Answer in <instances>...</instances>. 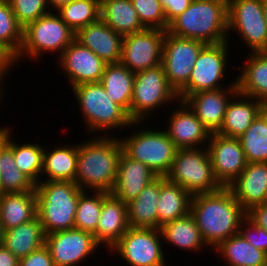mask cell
<instances>
[{"label":"cell","instance_id":"18","mask_svg":"<svg viewBox=\"0 0 267 266\" xmlns=\"http://www.w3.org/2000/svg\"><path fill=\"white\" fill-rule=\"evenodd\" d=\"M170 118L166 133L178 149L207 147L211 132L195 116V113L182 100H178ZM206 144V145H204Z\"/></svg>","mask_w":267,"mask_h":266},{"label":"cell","instance_id":"41","mask_svg":"<svg viewBox=\"0 0 267 266\" xmlns=\"http://www.w3.org/2000/svg\"><path fill=\"white\" fill-rule=\"evenodd\" d=\"M142 25L147 29H168L159 0H131Z\"/></svg>","mask_w":267,"mask_h":266},{"label":"cell","instance_id":"20","mask_svg":"<svg viewBox=\"0 0 267 266\" xmlns=\"http://www.w3.org/2000/svg\"><path fill=\"white\" fill-rule=\"evenodd\" d=\"M75 40L107 64H117L121 61L123 36L101 19L79 29L75 33Z\"/></svg>","mask_w":267,"mask_h":266},{"label":"cell","instance_id":"17","mask_svg":"<svg viewBox=\"0 0 267 266\" xmlns=\"http://www.w3.org/2000/svg\"><path fill=\"white\" fill-rule=\"evenodd\" d=\"M62 69L73 88L82 83L100 82L107 63L94 52L74 40L57 57Z\"/></svg>","mask_w":267,"mask_h":266},{"label":"cell","instance_id":"16","mask_svg":"<svg viewBox=\"0 0 267 266\" xmlns=\"http://www.w3.org/2000/svg\"><path fill=\"white\" fill-rule=\"evenodd\" d=\"M207 149L214 177L222 187H229L248 164L240 139L212 133Z\"/></svg>","mask_w":267,"mask_h":266},{"label":"cell","instance_id":"29","mask_svg":"<svg viewBox=\"0 0 267 266\" xmlns=\"http://www.w3.org/2000/svg\"><path fill=\"white\" fill-rule=\"evenodd\" d=\"M36 216L35 191L0 194V218L4 231L29 222Z\"/></svg>","mask_w":267,"mask_h":266},{"label":"cell","instance_id":"26","mask_svg":"<svg viewBox=\"0 0 267 266\" xmlns=\"http://www.w3.org/2000/svg\"><path fill=\"white\" fill-rule=\"evenodd\" d=\"M161 176L147 185L136 199L127 203L128 224L130 228L158 229L159 195Z\"/></svg>","mask_w":267,"mask_h":266},{"label":"cell","instance_id":"52","mask_svg":"<svg viewBox=\"0 0 267 266\" xmlns=\"http://www.w3.org/2000/svg\"><path fill=\"white\" fill-rule=\"evenodd\" d=\"M3 235H4V230H3V227L1 224V218H0V246L2 245Z\"/></svg>","mask_w":267,"mask_h":266},{"label":"cell","instance_id":"22","mask_svg":"<svg viewBox=\"0 0 267 266\" xmlns=\"http://www.w3.org/2000/svg\"><path fill=\"white\" fill-rule=\"evenodd\" d=\"M229 188L245 211L266 203L267 163H248Z\"/></svg>","mask_w":267,"mask_h":266},{"label":"cell","instance_id":"49","mask_svg":"<svg viewBox=\"0 0 267 266\" xmlns=\"http://www.w3.org/2000/svg\"><path fill=\"white\" fill-rule=\"evenodd\" d=\"M72 0H47L51 11H56L61 6L69 4Z\"/></svg>","mask_w":267,"mask_h":266},{"label":"cell","instance_id":"30","mask_svg":"<svg viewBox=\"0 0 267 266\" xmlns=\"http://www.w3.org/2000/svg\"><path fill=\"white\" fill-rule=\"evenodd\" d=\"M46 234L38 216L4 231L2 245L19 259L45 245Z\"/></svg>","mask_w":267,"mask_h":266},{"label":"cell","instance_id":"27","mask_svg":"<svg viewBox=\"0 0 267 266\" xmlns=\"http://www.w3.org/2000/svg\"><path fill=\"white\" fill-rule=\"evenodd\" d=\"M61 146V147H60ZM54 146L52 149L44 148L43 166L41 181H72L75 182L77 160H78V142L73 145ZM45 174V175H44ZM47 174V175H46Z\"/></svg>","mask_w":267,"mask_h":266},{"label":"cell","instance_id":"44","mask_svg":"<svg viewBox=\"0 0 267 266\" xmlns=\"http://www.w3.org/2000/svg\"><path fill=\"white\" fill-rule=\"evenodd\" d=\"M19 266H55L48 248L44 245L20 259Z\"/></svg>","mask_w":267,"mask_h":266},{"label":"cell","instance_id":"8","mask_svg":"<svg viewBox=\"0 0 267 266\" xmlns=\"http://www.w3.org/2000/svg\"><path fill=\"white\" fill-rule=\"evenodd\" d=\"M165 177L192 196L214 192L222 187L214 177L207 147L178 149Z\"/></svg>","mask_w":267,"mask_h":266},{"label":"cell","instance_id":"15","mask_svg":"<svg viewBox=\"0 0 267 266\" xmlns=\"http://www.w3.org/2000/svg\"><path fill=\"white\" fill-rule=\"evenodd\" d=\"M45 246L55 266H78L101 247L94 235L77 228L47 234Z\"/></svg>","mask_w":267,"mask_h":266},{"label":"cell","instance_id":"34","mask_svg":"<svg viewBox=\"0 0 267 266\" xmlns=\"http://www.w3.org/2000/svg\"><path fill=\"white\" fill-rule=\"evenodd\" d=\"M135 73L121 63L107 64L100 83L107 95L120 105L130 117Z\"/></svg>","mask_w":267,"mask_h":266},{"label":"cell","instance_id":"25","mask_svg":"<svg viewBox=\"0 0 267 266\" xmlns=\"http://www.w3.org/2000/svg\"><path fill=\"white\" fill-rule=\"evenodd\" d=\"M245 67L235 78L238 93L255 98L267 107V52L248 53Z\"/></svg>","mask_w":267,"mask_h":266},{"label":"cell","instance_id":"24","mask_svg":"<svg viewBox=\"0 0 267 266\" xmlns=\"http://www.w3.org/2000/svg\"><path fill=\"white\" fill-rule=\"evenodd\" d=\"M265 108L261 101L237 92L228 102L222 126L216 133L240 138Z\"/></svg>","mask_w":267,"mask_h":266},{"label":"cell","instance_id":"53","mask_svg":"<svg viewBox=\"0 0 267 266\" xmlns=\"http://www.w3.org/2000/svg\"><path fill=\"white\" fill-rule=\"evenodd\" d=\"M10 0H0V2H9Z\"/></svg>","mask_w":267,"mask_h":266},{"label":"cell","instance_id":"42","mask_svg":"<svg viewBox=\"0 0 267 266\" xmlns=\"http://www.w3.org/2000/svg\"><path fill=\"white\" fill-rule=\"evenodd\" d=\"M9 3L18 23L23 28L51 12L47 0H10Z\"/></svg>","mask_w":267,"mask_h":266},{"label":"cell","instance_id":"36","mask_svg":"<svg viewBox=\"0 0 267 266\" xmlns=\"http://www.w3.org/2000/svg\"><path fill=\"white\" fill-rule=\"evenodd\" d=\"M239 139L248 163H267V107Z\"/></svg>","mask_w":267,"mask_h":266},{"label":"cell","instance_id":"9","mask_svg":"<svg viewBox=\"0 0 267 266\" xmlns=\"http://www.w3.org/2000/svg\"><path fill=\"white\" fill-rule=\"evenodd\" d=\"M178 100V94L169 85L162 64L136 72L130 118L133 122H146L154 110Z\"/></svg>","mask_w":267,"mask_h":266},{"label":"cell","instance_id":"38","mask_svg":"<svg viewBox=\"0 0 267 266\" xmlns=\"http://www.w3.org/2000/svg\"><path fill=\"white\" fill-rule=\"evenodd\" d=\"M12 138V152L17 169L26 175L35 185L41 181L44 147L38 141L19 144ZM18 143V144H17Z\"/></svg>","mask_w":267,"mask_h":266},{"label":"cell","instance_id":"32","mask_svg":"<svg viewBox=\"0 0 267 266\" xmlns=\"http://www.w3.org/2000/svg\"><path fill=\"white\" fill-rule=\"evenodd\" d=\"M159 198L158 229L190 213L192 195L178 184L169 182L165 176H161Z\"/></svg>","mask_w":267,"mask_h":266},{"label":"cell","instance_id":"21","mask_svg":"<svg viewBox=\"0 0 267 266\" xmlns=\"http://www.w3.org/2000/svg\"><path fill=\"white\" fill-rule=\"evenodd\" d=\"M157 177L146 164L130 158L122 151L111 194L127 204L136 199L143 189Z\"/></svg>","mask_w":267,"mask_h":266},{"label":"cell","instance_id":"10","mask_svg":"<svg viewBox=\"0 0 267 266\" xmlns=\"http://www.w3.org/2000/svg\"><path fill=\"white\" fill-rule=\"evenodd\" d=\"M207 44L199 53L188 83L177 93L179 100H184L188 95L199 91L217 90L225 86L222 80L225 77L229 63V45Z\"/></svg>","mask_w":267,"mask_h":266},{"label":"cell","instance_id":"31","mask_svg":"<svg viewBox=\"0 0 267 266\" xmlns=\"http://www.w3.org/2000/svg\"><path fill=\"white\" fill-rule=\"evenodd\" d=\"M163 242L173 246V249L187 250V253L201 250L208 245L203 240L200 230L195 222L193 216L189 213L184 217L175 219L160 227ZM175 247V248H174ZM202 248V249H201Z\"/></svg>","mask_w":267,"mask_h":266},{"label":"cell","instance_id":"7","mask_svg":"<svg viewBox=\"0 0 267 266\" xmlns=\"http://www.w3.org/2000/svg\"><path fill=\"white\" fill-rule=\"evenodd\" d=\"M139 129V130H137ZM132 134L119 137L123 152L130 158L146 164L157 176H165L178 148L165 130L137 127ZM143 129V130H142Z\"/></svg>","mask_w":267,"mask_h":266},{"label":"cell","instance_id":"47","mask_svg":"<svg viewBox=\"0 0 267 266\" xmlns=\"http://www.w3.org/2000/svg\"><path fill=\"white\" fill-rule=\"evenodd\" d=\"M246 218L254 225L267 230V202L256 205L247 210Z\"/></svg>","mask_w":267,"mask_h":266},{"label":"cell","instance_id":"1","mask_svg":"<svg viewBox=\"0 0 267 266\" xmlns=\"http://www.w3.org/2000/svg\"><path fill=\"white\" fill-rule=\"evenodd\" d=\"M190 214L200 234L212 251L222 241L239 233L246 211L229 187L192 196Z\"/></svg>","mask_w":267,"mask_h":266},{"label":"cell","instance_id":"28","mask_svg":"<svg viewBox=\"0 0 267 266\" xmlns=\"http://www.w3.org/2000/svg\"><path fill=\"white\" fill-rule=\"evenodd\" d=\"M0 136V194L35 191V184L17 169L12 152V131Z\"/></svg>","mask_w":267,"mask_h":266},{"label":"cell","instance_id":"12","mask_svg":"<svg viewBox=\"0 0 267 266\" xmlns=\"http://www.w3.org/2000/svg\"><path fill=\"white\" fill-rule=\"evenodd\" d=\"M228 32L237 31L249 52H267V25L261 0H228Z\"/></svg>","mask_w":267,"mask_h":266},{"label":"cell","instance_id":"46","mask_svg":"<svg viewBox=\"0 0 267 266\" xmlns=\"http://www.w3.org/2000/svg\"><path fill=\"white\" fill-rule=\"evenodd\" d=\"M15 64L17 65L16 55L0 42V84H5L6 81L4 79Z\"/></svg>","mask_w":267,"mask_h":266},{"label":"cell","instance_id":"40","mask_svg":"<svg viewBox=\"0 0 267 266\" xmlns=\"http://www.w3.org/2000/svg\"><path fill=\"white\" fill-rule=\"evenodd\" d=\"M23 27L18 23L9 2H0V42L16 56L23 44Z\"/></svg>","mask_w":267,"mask_h":266},{"label":"cell","instance_id":"19","mask_svg":"<svg viewBox=\"0 0 267 266\" xmlns=\"http://www.w3.org/2000/svg\"><path fill=\"white\" fill-rule=\"evenodd\" d=\"M237 92V84L233 80L227 87L199 91L188 95L183 101L211 133H216L222 126L228 102Z\"/></svg>","mask_w":267,"mask_h":266},{"label":"cell","instance_id":"4","mask_svg":"<svg viewBox=\"0 0 267 266\" xmlns=\"http://www.w3.org/2000/svg\"><path fill=\"white\" fill-rule=\"evenodd\" d=\"M76 104L82 111L83 124L93 135L99 132L106 136L111 130L142 126L144 122H133L128 113L107 95L100 82L82 83L71 88ZM142 124V125H141ZM108 132H107V131ZM110 130V131H109Z\"/></svg>","mask_w":267,"mask_h":266},{"label":"cell","instance_id":"5","mask_svg":"<svg viewBox=\"0 0 267 266\" xmlns=\"http://www.w3.org/2000/svg\"><path fill=\"white\" fill-rule=\"evenodd\" d=\"M81 191L72 181H40L35 185L37 216L46 235L74 228Z\"/></svg>","mask_w":267,"mask_h":266},{"label":"cell","instance_id":"3","mask_svg":"<svg viewBox=\"0 0 267 266\" xmlns=\"http://www.w3.org/2000/svg\"><path fill=\"white\" fill-rule=\"evenodd\" d=\"M227 14L228 0H192L189 7L169 23L167 32L206 44L229 42Z\"/></svg>","mask_w":267,"mask_h":266},{"label":"cell","instance_id":"33","mask_svg":"<svg viewBox=\"0 0 267 266\" xmlns=\"http://www.w3.org/2000/svg\"><path fill=\"white\" fill-rule=\"evenodd\" d=\"M100 19L122 36L146 29L131 0H104L100 2Z\"/></svg>","mask_w":267,"mask_h":266},{"label":"cell","instance_id":"45","mask_svg":"<svg viewBox=\"0 0 267 266\" xmlns=\"http://www.w3.org/2000/svg\"><path fill=\"white\" fill-rule=\"evenodd\" d=\"M163 8L166 22L169 24L175 17L183 13L192 0H159Z\"/></svg>","mask_w":267,"mask_h":266},{"label":"cell","instance_id":"2","mask_svg":"<svg viewBox=\"0 0 267 266\" xmlns=\"http://www.w3.org/2000/svg\"><path fill=\"white\" fill-rule=\"evenodd\" d=\"M115 136L100 133L78 143L75 183L81 190L112 192L123 151L119 135Z\"/></svg>","mask_w":267,"mask_h":266},{"label":"cell","instance_id":"13","mask_svg":"<svg viewBox=\"0 0 267 266\" xmlns=\"http://www.w3.org/2000/svg\"><path fill=\"white\" fill-rule=\"evenodd\" d=\"M206 45L200 40L176 37L166 31L161 64L169 85L177 93L188 83L193 65Z\"/></svg>","mask_w":267,"mask_h":266},{"label":"cell","instance_id":"11","mask_svg":"<svg viewBox=\"0 0 267 266\" xmlns=\"http://www.w3.org/2000/svg\"><path fill=\"white\" fill-rule=\"evenodd\" d=\"M161 241L160 229L129 227L108 253L119 254L130 266H167Z\"/></svg>","mask_w":267,"mask_h":266},{"label":"cell","instance_id":"14","mask_svg":"<svg viewBox=\"0 0 267 266\" xmlns=\"http://www.w3.org/2000/svg\"><path fill=\"white\" fill-rule=\"evenodd\" d=\"M166 30L144 29L123 36L120 63L136 73L161 64Z\"/></svg>","mask_w":267,"mask_h":266},{"label":"cell","instance_id":"51","mask_svg":"<svg viewBox=\"0 0 267 266\" xmlns=\"http://www.w3.org/2000/svg\"><path fill=\"white\" fill-rule=\"evenodd\" d=\"M261 1H262L264 19L267 25V0H261Z\"/></svg>","mask_w":267,"mask_h":266},{"label":"cell","instance_id":"50","mask_svg":"<svg viewBox=\"0 0 267 266\" xmlns=\"http://www.w3.org/2000/svg\"><path fill=\"white\" fill-rule=\"evenodd\" d=\"M4 86L5 85L0 84V100L4 98L3 95L5 94L4 92H6L4 90ZM1 102L2 101H0V104H1ZM9 129H10L9 126H5V127L0 126V136L3 135L5 132H7Z\"/></svg>","mask_w":267,"mask_h":266},{"label":"cell","instance_id":"39","mask_svg":"<svg viewBox=\"0 0 267 266\" xmlns=\"http://www.w3.org/2000/svg\"><path fill=\"white\" fill-rule=\"evenodd\" d=\"M56 13L76 33L100 19V1L72 0L57 9Z\"/></svg>","mask_w":267,"mask_h":266},{"label":"cell","instance_id":"23","mask_svg":"<svg viewBox=\"0 0 267 266\" xmlns=\"http://www.w3.org/2000/svg\"><path fill=\"white\" fill-rule=\"evenodd\" d=\"M127 204L111 193L103 200L95 240L102 247L111 249L128 230Z\"/></svg>","mask_w":267,"mask_h":266},{"label":"cell","instance_id":"6","mask_svg":"<svg viewBox=\"0 0 267 266\" xmlns=\"http://www.w3.org/2000/svg\"><path fill=\"white\" fill-rule=\"evenodd\" d=\"M74 40L75 32L56 11H51L23 29V44L16 56L17 63L23 57L39 60L44 52H52V55L58 52L56 55L59 57Z\"/></svg>","mask_w":267,"mask_h":266},{"label":"cell","instance_id":"48","mask_svg":"<svg viewBox=\"0 0 267 266\" xmlns=\"http://www.w3.org/2000/svg\"><path fill=\"white\" fill-rule=\"evenodd\" d=\"M20 259L3 245L0 246V266H19Z\"/></svg>","mask_w":267,"mask_h":266},{"label":"cell","instance_id":"37","mask_svg":"<svg viewBox=\"0 0 267 266\" xmlns=\"http://www.w3.org/2000/svg\"><path fill=\"white\" fill-rule=\"evenodd\" d=\"M109 194L110 193L103 191L88 192L82 190L79 194L75 213L74 228L94 235L96 233L98 220L100 218L103 200Z\"/></svg>","mask_w":267,"mask_h":266},{"label":"cell","instance_id":"35","mask_svg":"<svg viewBox=\"0 0 267 266\" xmlns=\"http://www.w3.org/2000/svg\"><path fill=\"white\" fill-rule=\"evenodd\" d=\"M216 250V251H214ZM215 253L224 258L227 266H266L267 254L250 245L240 233L222 241Z\"/></svg>","mask_w":267,"mask_h":266},{"label":"cell","instance_id":"43","mask_svg":"<svg viewBox=\"0 0 267 266\" xmlns=\"http://www.w3.org/2000/svg\"><path fill=\"white\" fill-rule=\"evenodd\" d=\"M239 233L250 245L267 254V230L254 225L245 218L241 223Z\"/></svg>","mask_w":267,"mask_h":266}]
</instances>
